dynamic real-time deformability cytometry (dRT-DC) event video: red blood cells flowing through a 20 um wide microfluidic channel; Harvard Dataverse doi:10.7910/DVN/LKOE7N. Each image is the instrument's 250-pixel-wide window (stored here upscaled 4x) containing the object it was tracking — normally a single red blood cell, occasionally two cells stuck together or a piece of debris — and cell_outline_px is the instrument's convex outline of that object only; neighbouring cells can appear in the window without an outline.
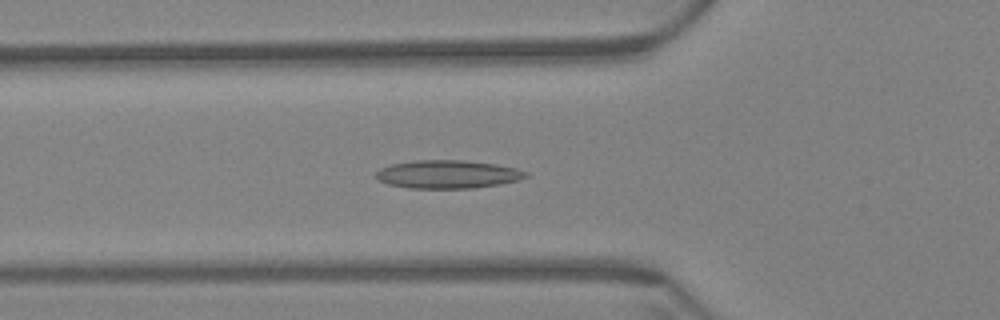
{"species": "Egyptian fruit bat (a non-hibernating species)", "species_latin": "Rousettus aegyptiacus", "temperature_condition": "warm", "stored_images_in_passage": 60, "camera_frame_rate_fps": 3000, "um_per_image_px": 0.085, "animal": {"sex": "female"}, "frame": {"image": 1, "passage_image": 21, "time_ms": 6.667, "image_size_px": [1000, 320], "cell_outline_px": [[528, 176], [516, 180], [500, 184], [472, 188], [408, 188], [388, 184], [380, 180], [376, 176], [376, 172], [380, 168], [392, 164], [412, 160], [464, 160], [496, 164], [516, 168], [528, 172]], "centroid_in_image_um": [38.05, 14.81], "position_along_channel_um": 87.8, "area_um2": 24.57}}
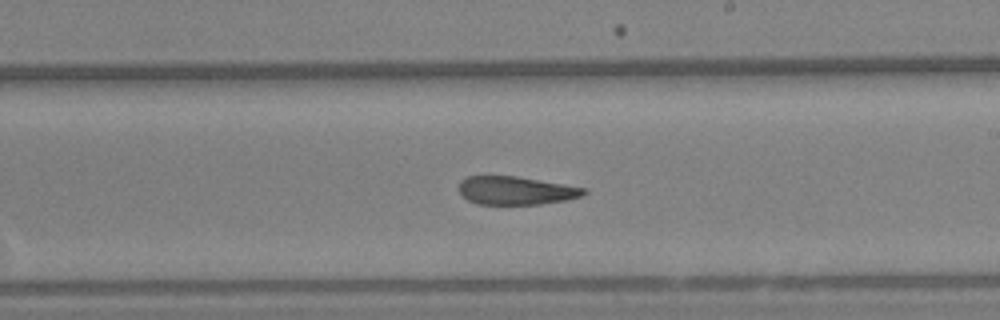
{"frame": {"image": 2, "passage_image": 35, "time_ms": 11.333, "image_size_px": [1000, 320], "cell_outline_px": [[588, 192], [584, 196], [564, 200], [540, 204], [476, 204], [468, 200], [456, 188], [460, 180], [468, 176], [516, 176], [588, 188]], "centroid_in_image_um": [43.85, 16.19], "position_along_channel_um": 245.1, "area_um2": 20.75}}
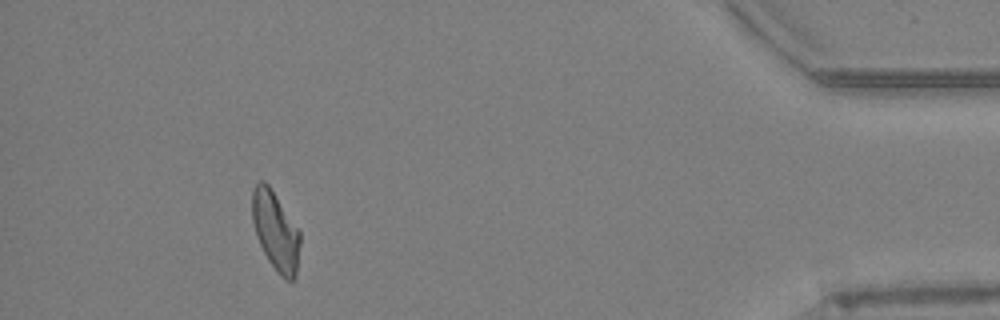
{"frame": {"image": 3, "passage_image": 55, "time_ms": 18.0, "image_size_px": [1000, 320], "cell_outline_px": [[300, 244], [296, 276], [292, 280], [284, 280], [276, 272], [268, 260], [256, 236], [252, 220], [252, 188], [260, 180], [264, 180], [268, 184], [300, 232]], "centroid_in_image_um": [23.41, 19.65], "position_along_channel_um": 411.8, "area_um2": 21.96}, "authors_computed_cell_mechanics": {"area_um2": 22.542, "velocity_mm_per_s": 3.3856, "shape_relaxation_time_tau1_ms": null, "shape_relaxation_time_tau2_ms": 3.3604, "deformation_change_tau1": null, "deformation_change_tau2": 0.1216}}